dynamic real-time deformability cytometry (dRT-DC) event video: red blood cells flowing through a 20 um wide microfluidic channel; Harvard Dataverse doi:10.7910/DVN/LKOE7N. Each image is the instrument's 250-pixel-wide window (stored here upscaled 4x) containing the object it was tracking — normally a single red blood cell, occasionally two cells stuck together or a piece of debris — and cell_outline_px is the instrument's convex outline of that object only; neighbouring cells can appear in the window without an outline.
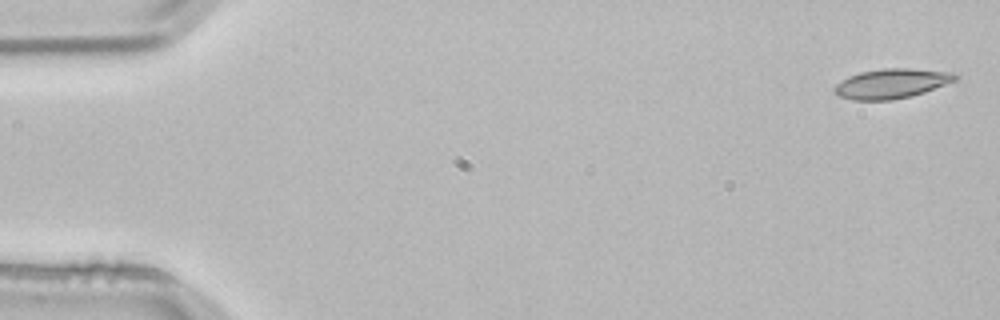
{"species": "common noctule bat (a hibernating species)", "species_latin": "Nyctalus noctula", "temperature_condition": "room temperature", "stored_images_in_passage": 4, "camera_frame_rate_fps": 3000, "um_per_image_px": 0.085, "animal": {"sex": "male", "body_mass_g": 21.5, "forearm_length_mm": 52.0}, "frame": {"image": 1, "passage_image": 1, "time_ms": 0.0, "image_size_px": [1000, 320], "cell_outline_px": [[960, 76], [956, 80], [924, 92], [908, 96], [888, 100], [852, 100], [840, 96], [832, 92], [832, 88], [836, 84], [848, 76], [860, 72], [884, 68], [908, 68], [960, 72]], "centroid_in_image_um": [75.8, 7.08], "position_along_channel_um": 9.2, "area_um2": 21.04}}
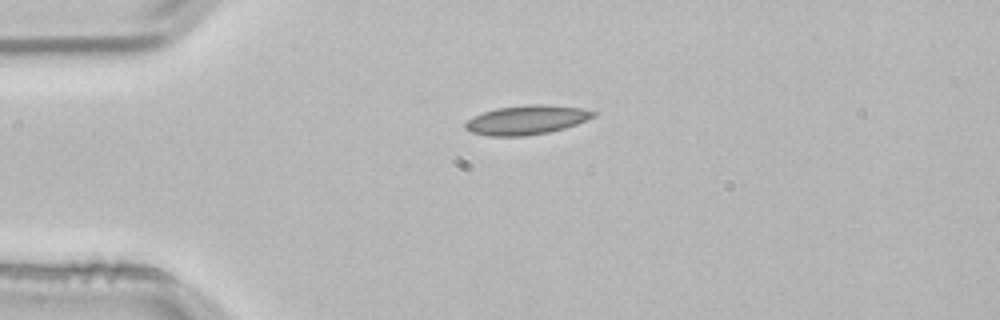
{"frame": {"image": 2, "passage_image": 3, "time_ms": 0.667, "image_size_px": [1000, 320], "cell_outline_px": [[596, 116], [576, 124], [564, 128], [548, 132], [524, 136], [488, 136], [472, 132], [464, 128], [464, 124], [472, 116], [496, 108], [532, 104], [540, 104], [584, 108], [596, 112]], "centroid_in_image_um": [44.75, 10.19], "position_along_channel_um": 40.2, "area_um2": 21.73}}
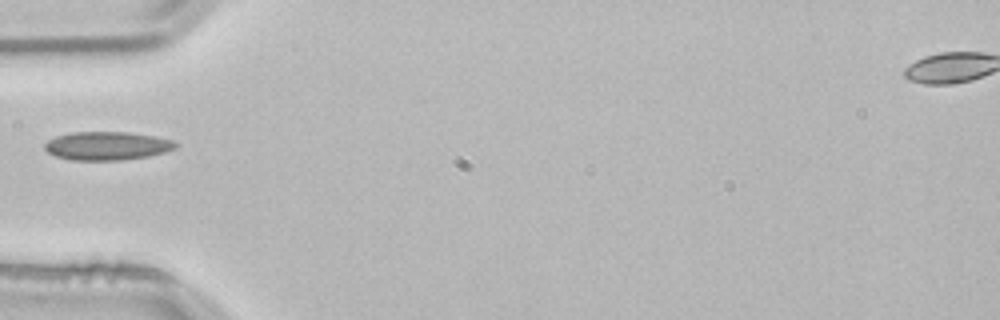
{"frame": {"image": 3, "passage_image": 4, "time_ms": 1.0, "image_size_px": [1000, 320], "cell_outline_px": [[180, 144], [176, 148], [164, 152], [148, 156], [120, 160], [72, 160], [56, 156], [48, 152], [44, 148], [44, 144], [48, 140], [56, 136], [72, 132], [128, 132], [152, 136], [172, 140]], "centroid_in_image_um": [9.09, 12.39], "position_along_channel_um": 75.9, "area_um2": 21.62}}